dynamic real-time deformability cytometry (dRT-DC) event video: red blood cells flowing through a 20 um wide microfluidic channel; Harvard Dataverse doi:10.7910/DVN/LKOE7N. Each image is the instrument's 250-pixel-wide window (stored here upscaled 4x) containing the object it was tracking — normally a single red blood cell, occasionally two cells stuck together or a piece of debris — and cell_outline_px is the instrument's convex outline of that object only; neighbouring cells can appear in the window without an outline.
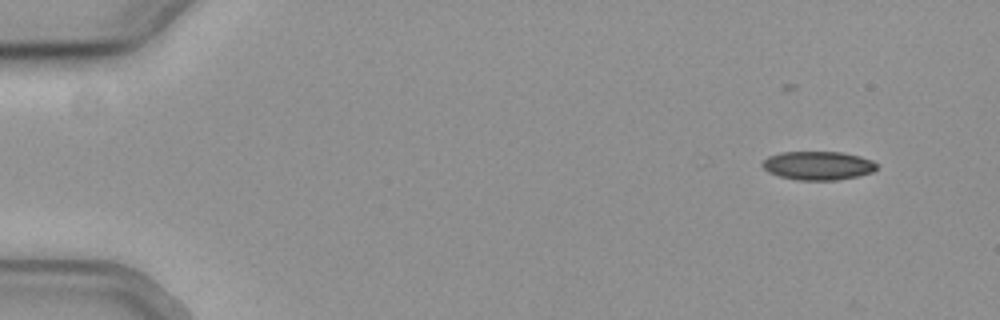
{"species": "common noctule bat (a hibernating species)", "species_latin": "Nyctalus noctula", "temperature_condition": "cold", "stored_images_in_passage": 18, "camera_frame_rate_fps": 3000, "um_per_image_px": 0.085, "animal": {"sex": "female", "body_mass_g": 19.3, "forearm_length_mm": 54.1}, "frame": {"image": 1, "passage_image": 1, "time_ms": 0.0, "image_size_px": [1000, 320], "cell_outline_px": [[876, 168], [872, 172], [860, 176], [836, 180], [796, 180], [780, 176], [768, 172], [760, 164], [768, 156], [780, 152], [840, 152], [860, 156], [872, 160], [876, 164]], "centroid_in_image_um": [69.52, 14.07], "position_along_channel_um": 15.5, "area_um2": 19.13}}